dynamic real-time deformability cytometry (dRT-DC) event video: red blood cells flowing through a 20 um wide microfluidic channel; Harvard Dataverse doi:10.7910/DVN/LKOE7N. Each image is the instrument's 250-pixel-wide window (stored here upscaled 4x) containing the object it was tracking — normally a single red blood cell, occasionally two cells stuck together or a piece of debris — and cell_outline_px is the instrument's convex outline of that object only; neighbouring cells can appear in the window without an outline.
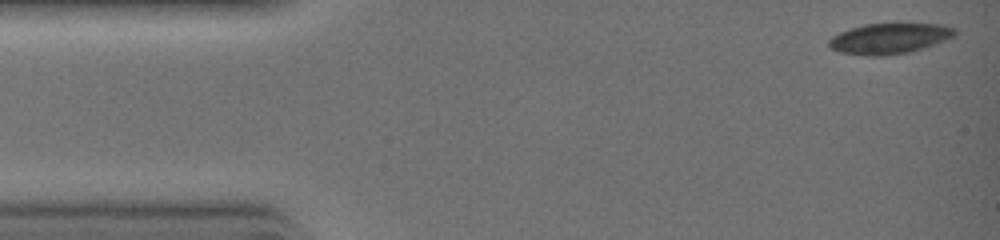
{"species": "common noctule bat (a hibernating species)", "species_latin": "Nyctalus noctula", "temperature_condition": "warm", "stored_images_in_passage": 22, "camera_frame_rate_fps": 3000, "um_per_image_px": 0.085, "animal": {"sex": "female", "body_mass_g": 19.0, "forearm_length_mm": 51.5}, "frame": {"image": 1, "passage_image": 1, "time_ms": 0.0, "image_size_px": [1000, 240], "cell_outline_px": [[956, 36], [924, 48], [908, 52], [880, 56], [868, 56], [840, 52], [832, 48], [828, 44], [828, 40], [832, 36], [840, 32], [864, 24], [940, 24], [956, 28]], "centroid_in_image_um": [75.62, 3.27], "position_along_channel_um": 9.4, "area_um2": 22.31}}
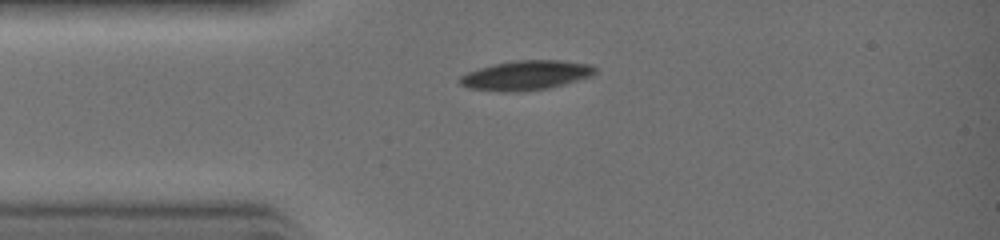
{"frame": {"image": 2, "passage_image": 7, "time_ms": 2.0, "image_size_px": [1000, 240], "cell_outline_px": [[596, 72], [592, 76], [564, 84], [548, 88], [520, 92], [500, 92], [468, 88], [460, 84], [456, 80], [460, 76], [468, 72], [492, 64], [512, 60], [560, 60], [592, 64], [596, 68]], "centroid_in_image_um": [44.69, 6.4], "position_along_channel_um": 40.3, "area_um2": 23.58}}
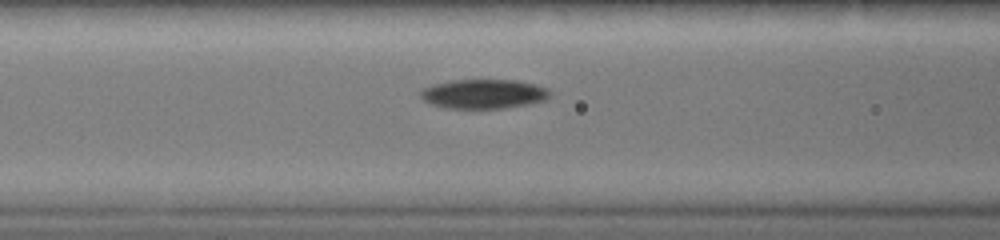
{"frame": {"image": 3, "passage_image": 12, "time_ms": 3.667, "image_size_px": [1000, 240], "cell_outline_px": [[552, 96], [548, 100], [508, 108], [444, 108], [432, 104], [424, 100], [420, 96], [420, 92], [424, 88], [432, 84], [452, 80], [516, 80], [536, 84], [548, 88], [552, 92]], "centroid_in_image_um": [41.18, 7.98], "position_along_channel_um": 125.4, "area_um2": 22.43}}